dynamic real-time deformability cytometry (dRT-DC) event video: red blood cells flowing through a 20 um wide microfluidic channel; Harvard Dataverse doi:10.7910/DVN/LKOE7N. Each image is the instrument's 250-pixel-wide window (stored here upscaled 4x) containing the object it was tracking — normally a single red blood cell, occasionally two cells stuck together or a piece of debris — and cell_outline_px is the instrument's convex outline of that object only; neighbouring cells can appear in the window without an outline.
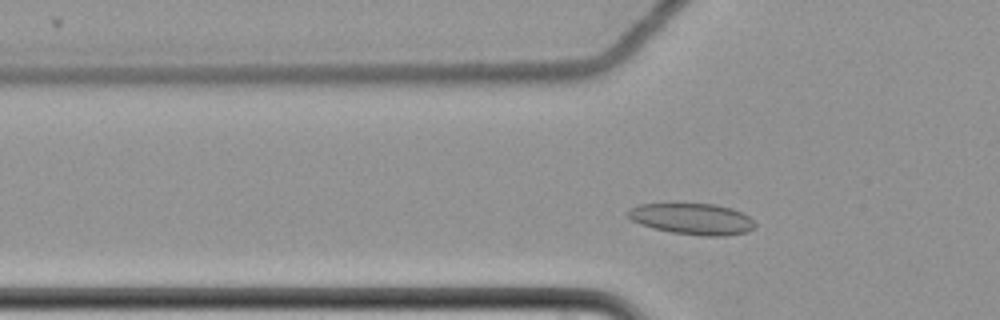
{"species": "common noctule bat (a hibernating species)", "species_latin": "Nyctalus noctula", "temperature_condition": "cold", "stored_images_in_passage": 45, "camera_frame_rate_fps": 3000, "um_per_image_px": 0.085, "animal": {"sex": "female", "body_mass_g": 22.7, "forearm_length_mm": 54.2}, "frame": {"image": 1, "passage_image": 10, "time_ms": 3.0, "image_size_px": [1000, 320], "cell_outline_px": [[756, 228], [748, 232], [728, 236], [704, 236], [672, 232], [652, 228], [640, 224], [632, 220], [628, 216], [628, 208], [640, 204], [716, 204], [732, 208], [748, 216], [756, 224]], "centroid_in_image_um": [58.88, 18.62], "position_along_channel_um": 66.9, "area_um2": 23.18}}
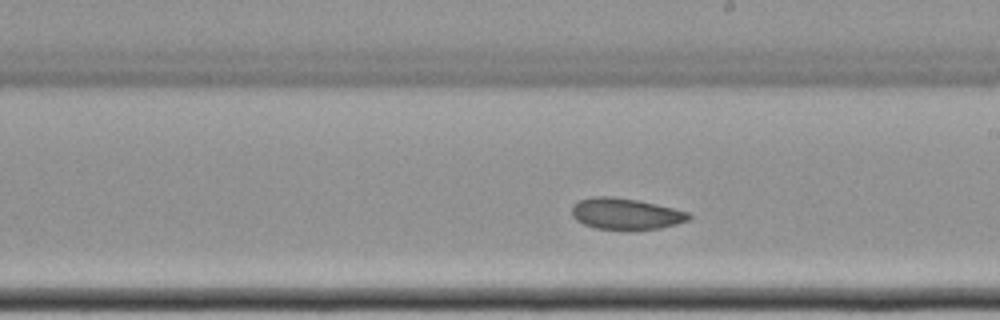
{"frame": {"image": 2, "passage_image": 25, "time_ms": 8.0, "image_size_px": [1000, 320], "cell_outline_px": [[692, 216], [688, 220], [676, 224], [660, 228], [596, 228], [584, 224], [576, 220], [572, 216], [572, 204], [580, 200], [592, 196], [612, 196], [636, 200], [672, 208], [688, 212]], "centroid_in_image_um": [53.15, 18.15], "position_along_channel_um": 235.9, "area_um2": 20.81}}
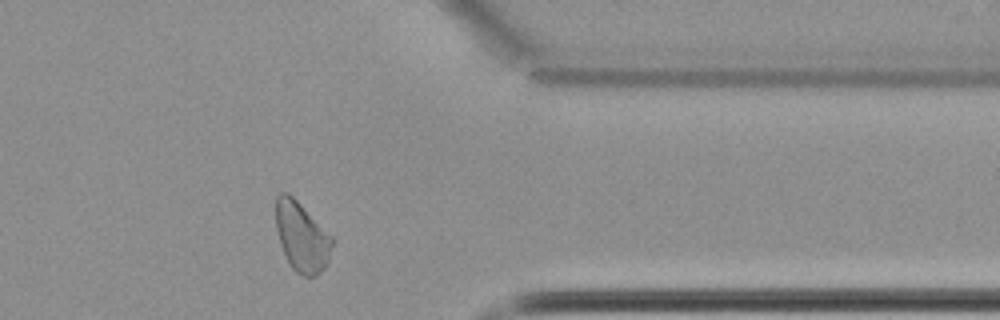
{"frame": {"image": 3, "passage_image": 39, "time_ms": 12.667, "image_size_px": [1000, 320], "cell_outline_px": [[336, 240], [328, 260], [324, 268], [320, 272], [312, 276], [304, 276], [296, 272], [292, 268], [280, 244], [276, 228], [276, 196], [280, 192], [288, 192]], "centroid_in_image_um": [25.66, 20.12], "position_along_channel_um": 385.7, "area_um2": 22.72}, "authors_computed_cell_mechanics": {"area_um2": 22.7154, "velocity_mm_per_s": 3.4433, "shape_relaxation_time_tau1_ms": null, "shape_relaxation_time_tau2_ms": 4.1067, "deformation_change_tau1": null, "deformation_change_tau2": 0.0852}}